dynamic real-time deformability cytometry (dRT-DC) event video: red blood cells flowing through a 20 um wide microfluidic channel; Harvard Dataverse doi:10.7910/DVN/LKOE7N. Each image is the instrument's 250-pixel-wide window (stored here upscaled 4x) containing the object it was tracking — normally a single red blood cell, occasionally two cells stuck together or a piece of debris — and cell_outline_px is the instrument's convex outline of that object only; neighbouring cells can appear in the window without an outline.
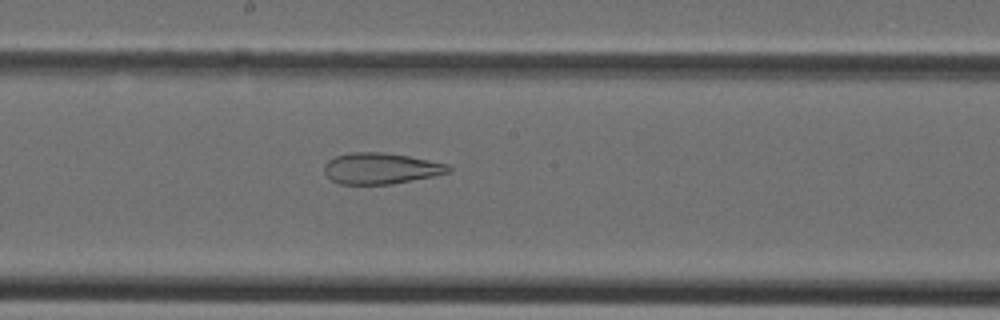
{"species": "Egyptian fruit bat (a non-hibernating species)", "species_latin": "Rousettus aegyptiacus", "temperature_condition": "cold", "stored_images_in_passage": 38, "camera_frame_rate_fps": 3000, "um_per_image_px": 0.085, "animal": {"sex": "female"}, "frame": {"image": 1, "passage_image": 20, "time_ms": 6.333, "image_size_px": [1000, 320], "cell_outline_px": [[452, 172], [392, 184], [340, 184], [332, 180], [324, 172], [324, 164], [328, 160], [336, 156], [352, 152], [384, 152], [408, 156], [448, 164], [452, 168]], "centroid_in_image_um": [32.37, 14.31], "position_along_channel_um": 215.8, "area_um2": 22.48}}
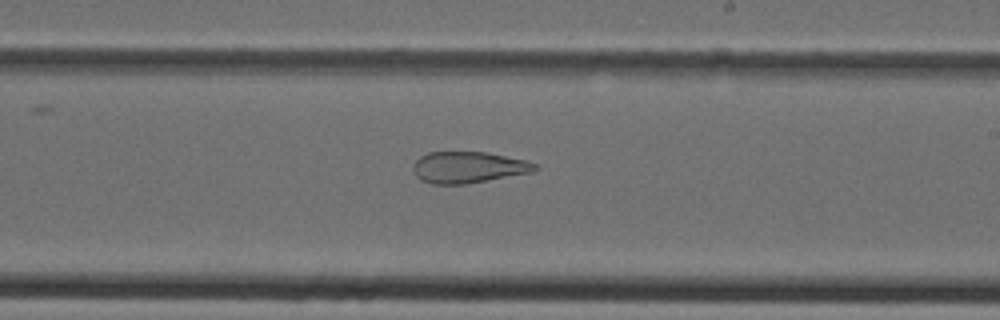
{"frame": {"image": 2, "passage_image": 22, "time_ms": 7.0, "image_size_px": [1000, 320], "cell_outline_px": [[540, 168], [532, 172], [464, 184], [432, 184], [420, 180], [416, 176], [412, 168], [412, 164], [420, 156], [428, 152], [488, 152], [524, 160], [536, 164]], "centroid_in_image_um": [39.77, 14.22], "position_along_channel_um": 249.2, "area_um2": 22.25}}
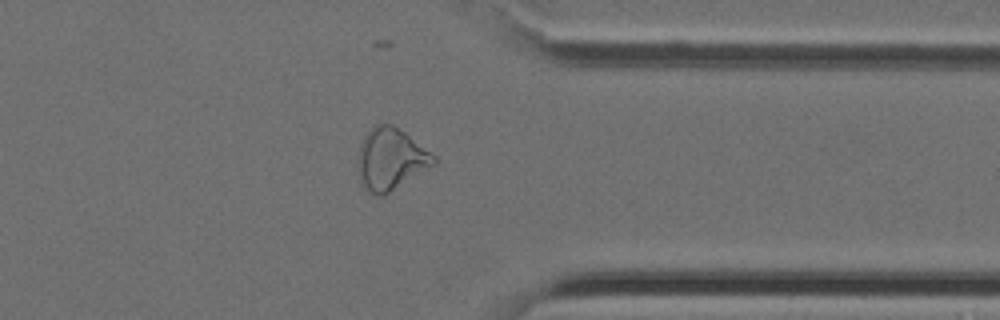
{"frame": {"image": 3, "passage_image": 30, "time_ms": 9.667, "image_size_px": [1000, 320], "cell_outline_px": [[436, 164], [388, 192], [380, 196], [376, 196], [368, 192], [360, 184], [356, 156], [360, 144], [364, 136], [376, 124], [392, 124], [404, 132], [436, 156]], "centroid_in_image_um": [33.16, 13.53], "position_along_channel_um": 378.2, "area_um2": 27.22}}